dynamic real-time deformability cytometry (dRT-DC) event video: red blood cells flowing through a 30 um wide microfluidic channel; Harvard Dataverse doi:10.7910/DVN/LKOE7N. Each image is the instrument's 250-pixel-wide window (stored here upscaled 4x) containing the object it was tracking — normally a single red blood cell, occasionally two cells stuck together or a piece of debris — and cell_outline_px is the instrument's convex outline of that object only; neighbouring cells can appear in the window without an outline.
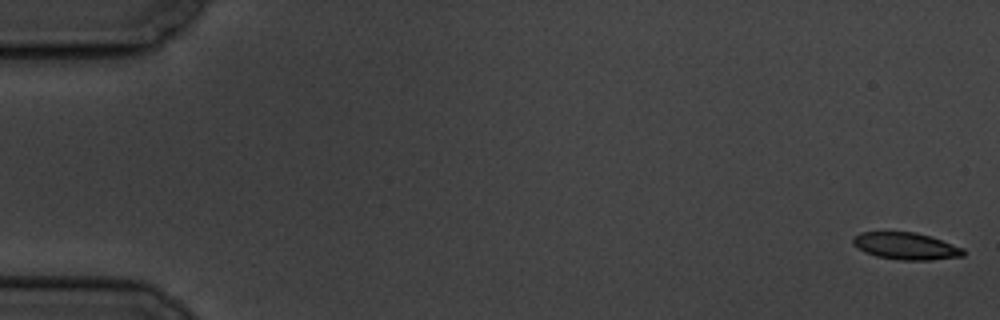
{"species": "common noctule bat (a hibernating species)", "species_latin": "Nyctalus noctula", "temperature_condition": "cold", "stored_images_in_passage": 5, "camera_frame_rate_fps": 3000, "um_per_image_px": 0.085, "animal": {"sex": "male", "body_mass_g": 19.5, "forearm_length_mm": 54.6}, "frame": {"image": 1, "passage_image": 1, "time_ms": 0.0, "image_size_px": [1000, 320], "cell_outline_px": [[964, 256], [932, 260], [900, 260], [876, 256], [864, 252], [852, 244], [852, 240], [860, 232], [916, 232], [964, 248]], "centroid_in_image_um": [76.99, 20.92], "position_along_channel_um": 8.0, "area_um2": 17.28}}
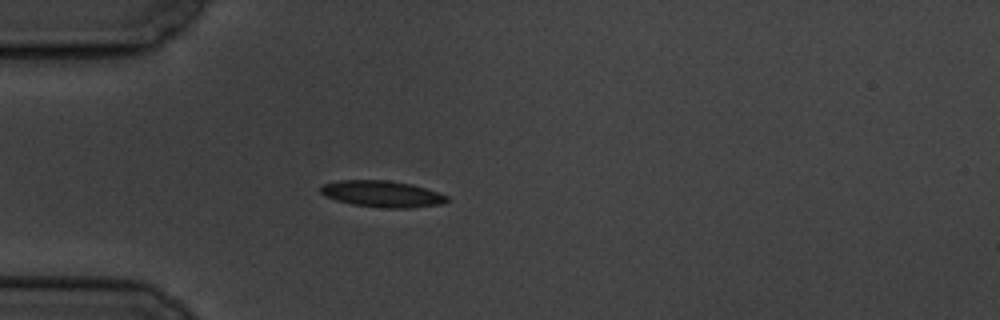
{"frame": {"image": 2, "passage_image": 5, "time_ms": 5.333, "image_size_px": [1000, 320], "cell_outline_px": [[448, 200], [440, 204], [412, 208], [384, 208], [352, 204], [336, 200], [324, 196], [320, 192], [320, 188], [324, 184], [340, 180], [388, 180], [412, 184], [440, 192], [448, 196]], "centroid_in_image_um": [32.5, 16.48], "position_along_channel_um": 52.5, "area_um2": 19.54}}